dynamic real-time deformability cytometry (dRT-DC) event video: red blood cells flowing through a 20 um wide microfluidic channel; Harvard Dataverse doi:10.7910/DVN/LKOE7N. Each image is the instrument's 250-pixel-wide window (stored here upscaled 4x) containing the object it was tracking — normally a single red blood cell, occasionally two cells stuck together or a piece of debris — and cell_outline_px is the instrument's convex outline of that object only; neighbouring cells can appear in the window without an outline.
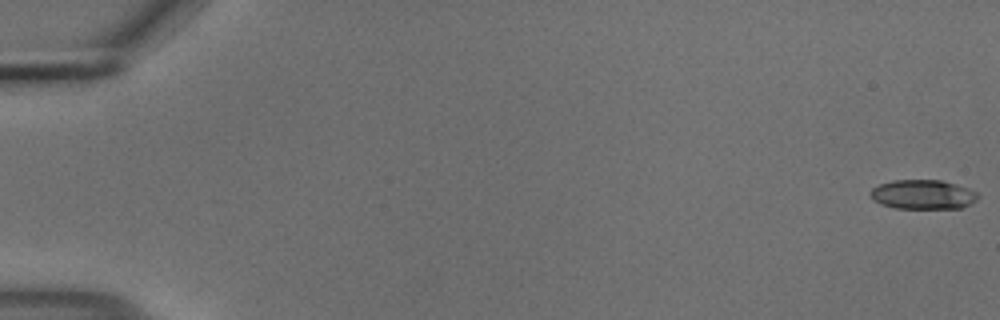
{"species": "common noctule bat (a hibernating species)", "species_latin": "Nyctalus noctula", "temperature_condition": "cold", "stored_images_in_passage": 16, "camera_frame_rate_fps": 3000, "um_per_image_px": 0.085, "animal": {"sex": "male", "body_mass_g": 18.8}, "frame": {"image": 1, "passage_image": 1, "time_ms": 0.0, "image_size_px": [1000, 320], "cell_outline_px": [[980, 196], [976, 200], [960, 208], [896, 208], [880, 204], [872, 200], [868, 192], [872, 188], [880, 184], [892, 180], [940, 180], [956, 184], [968, 188], [976, 192]], "centroid_in_image_um": [78.4, 16.53], "position_along_channel_um": 6.6, "area_um2": 18.44}}
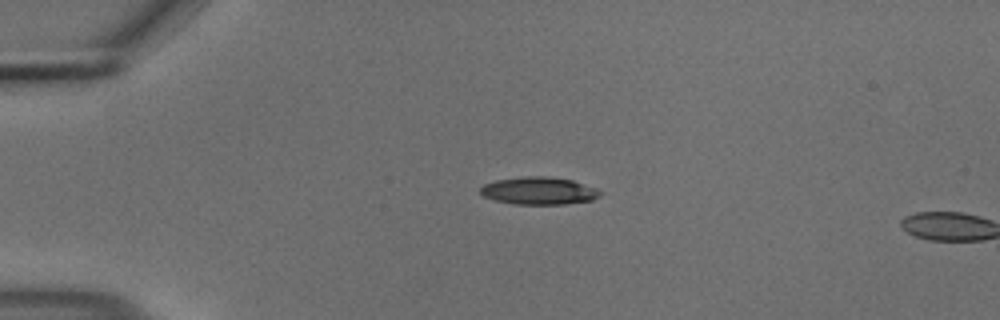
{"frame": {"image": 2, "passage_image": 14, "time_ms": 4.333, "image_size_px": [1000, 320], "cell_outline_px": [[604, 192], [600, 196], [592, 200], [564, 204], [512, 204], [496, 200], [484, 196], [480, 192], [480, 188], [484, 184], [496, 180], [524, 176], [548, 176], [572, 180], [596, 188]], "centroid_in_image_um": [45.83, 16.21], "position_along_channel_um": 39.2, "area_um2": 19.25}}